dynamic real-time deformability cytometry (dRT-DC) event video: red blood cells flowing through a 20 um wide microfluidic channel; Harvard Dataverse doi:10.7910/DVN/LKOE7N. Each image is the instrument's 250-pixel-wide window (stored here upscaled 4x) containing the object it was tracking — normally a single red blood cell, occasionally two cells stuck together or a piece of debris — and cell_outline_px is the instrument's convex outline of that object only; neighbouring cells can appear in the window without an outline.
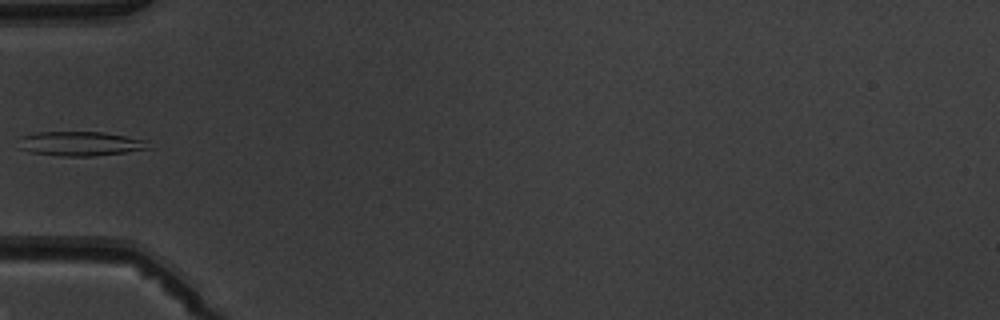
{"species": "common noctule bat (a hibernating species)", "species_latin": "Nyctalus noctula", "temperature_condition": "warm", "stored_images_in_passage": 6, "camera_frame_rate_fps": 3000, "um_per_image_px": 0.085, "animal": {"sex": "male", "body_mass_g": 19.5, "forearm_length_mm": 54.6}, "frame": {"image": 1, "passage_image": 5, "time_ms": 5.667, "image_size_px": [1000, 320], "cell_outline_px": [[152, 148], [124, 152], [92, 156], [60, 156], [32, 152], [16, 148], [20, 136], [36, 132], [100, 132], [148, 140]], "centroid_in_image_um": [6.78, 12.21], "position_along_channel_um": 78.2, "area_um2": 18.55}}
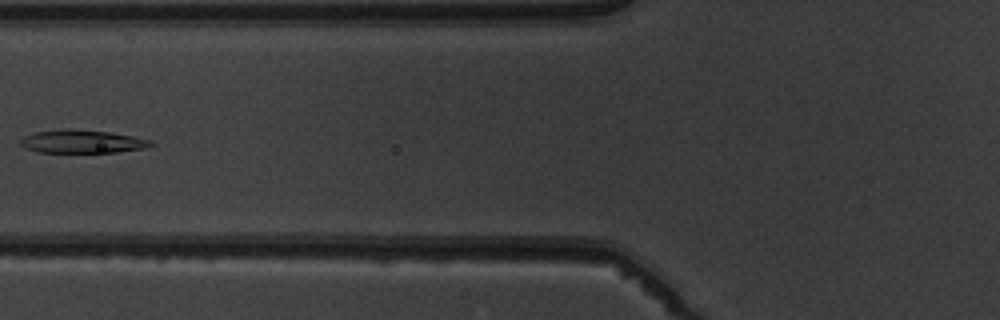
{"frame": {"image": 2, "passage_image": 6, "time_ms": 6.667, "image_size_px": [1000, 320], "cell_outline_px": [[156, 144], [144, 148], [116, 152], [36, 152], [24, 148], [20, 144], [20, 140], [24, 136], [32, 132], [64, 128], [68, 128], [108, 132], [132, 136], [152, 140]], "centroid_in_image_um": [6.94, 12.02], "position_along_channel_um": 118.9, "area_um2": 17.74}}